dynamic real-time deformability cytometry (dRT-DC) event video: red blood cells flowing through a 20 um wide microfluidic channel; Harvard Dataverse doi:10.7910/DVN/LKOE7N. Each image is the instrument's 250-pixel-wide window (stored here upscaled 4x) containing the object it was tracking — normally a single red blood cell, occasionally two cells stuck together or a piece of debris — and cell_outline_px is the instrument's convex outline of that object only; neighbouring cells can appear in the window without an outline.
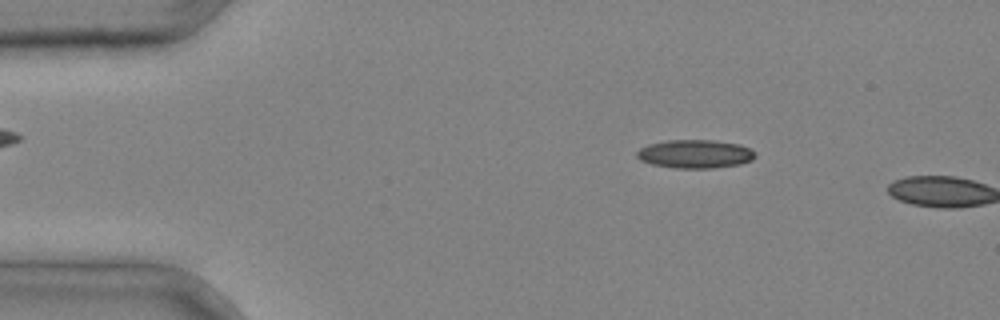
{"species": "common noctule bat (a hibernating species)", "species_latin": "Nyctalus noctula", "temperature_condition": "cold", "stored_images_in_passage": 3, "camera_frame_rate_fps": 3000, "um_per_image_px": 0.085, "animal": {"sex": "male", "body_mass_g": 20.4}, "frame": {"image": 1, "passage_image": 2, "time_ms": 0.333, "image_size_px": [1000, 320], "cell_outline_px": [[756, 156], [752, 160], [740, 164], [712, 168], [676, 168], [652, 164], [640, 160], [636, 156], [636, 152], [640, 148], [648, 144], [668, 140], [712, 140], [740, 144], [756, 152]], "centroid_in_image_um": [59.08, 13.08], "position_along_channel_um": 25.9, "area_um2": 19.65}}